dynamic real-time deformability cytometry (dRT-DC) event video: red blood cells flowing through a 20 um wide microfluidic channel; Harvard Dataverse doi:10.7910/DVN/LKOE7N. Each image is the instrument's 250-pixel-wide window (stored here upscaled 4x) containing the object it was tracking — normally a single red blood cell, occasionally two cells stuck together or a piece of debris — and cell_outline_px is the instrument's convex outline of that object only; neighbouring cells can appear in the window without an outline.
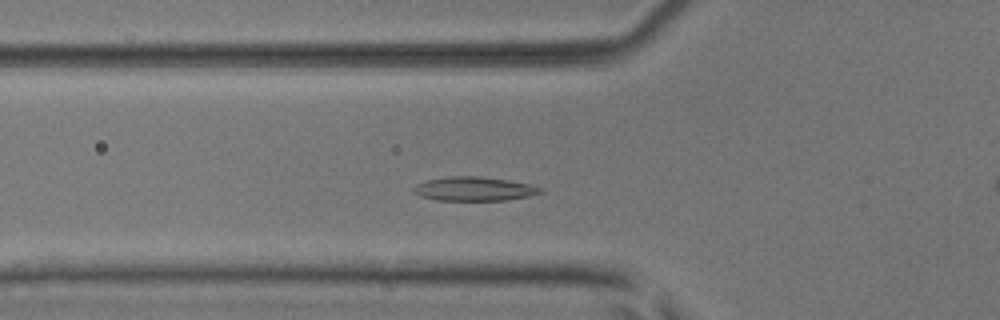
{"species": "common noctule bat (a hibernating species)", "species_latin": "Nyctalus noctula", "temperature_condition": "room temperature", "stored_images_in_passage": 37, "camera_frame_rate_fps": 3000, "um_per_image_px": 0.085, "animal": {"sex": "male", "body_mass_g": 17.9, "forearm_length_mm": 54.2}, "frame": {"image": 1, "passage_image": 2, "time_ms": 0.333, "image_size_px": [1000, 320], "cell_outline_px": [[544, 192], [528, 196], [508, 200], [436, 200], [420, 196], [412, 192], [412, 188], [416, 184], [424, 180], [448, 176], [480, 176], [508, 180], [528, 184], [540, 188]], "centroid_in_image_um": [40.23, 16.05], "position_along_channel_um": 85.6, "area_um2": 17.8}}
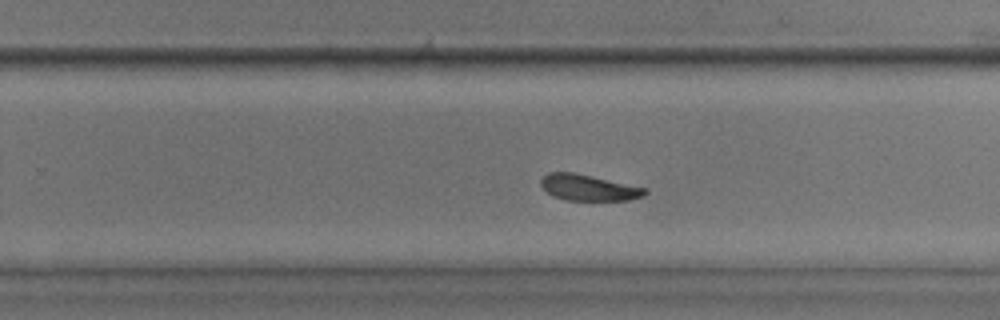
{"frame": {"image": 2, "passage_image": 17, "time_ms": 5.333, "image_size_px": [1000, 320], "cell_outline_px": [[648, 192], [644, 196], [628, 200], [564, 200], [552, 196], [540, 184], [540, 180], [548, 172], [572, 172], [592, 176], [648, 188]], "centroid_in_image_um": [50.04, 15.95], "position_along_channel_um": 279.8, "area_um2": 15.84}}
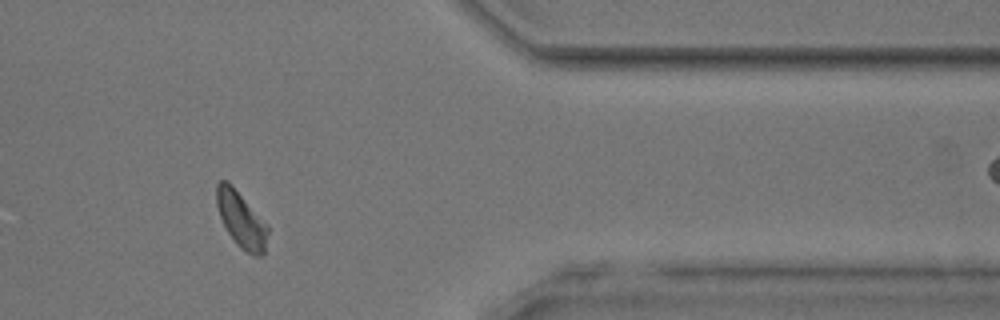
{"frame": {"image": 3, "passage_image": 27, "time_ms": 8.667, "image_size_px": [1000, 320], "cell_outline_px": [[268, 232], [264, 252], [260, 256], [252, 256], [240, 248], [236, 244], [228, 232], [220, 216], [216, 204], [216, 184], [220, 180], [228, 180], [232, 184], [268, 224]], "centroid_in_image_um": [20.51, 18.65], "position_along_channel_um": 390.9, "area_um2": 16.88}, "authors_computed_cell_mechanics": {"area_um2": 16.5308, "velocity_mm_per_s": 3.9012, "shape_relaxation_time_tau1_ms": 2.547, "shape_relaxation_time_tau2_ms": 4.8181, "deformation_change_tau1": 0.0793, "deformation_change_tau2": 0.0932}}